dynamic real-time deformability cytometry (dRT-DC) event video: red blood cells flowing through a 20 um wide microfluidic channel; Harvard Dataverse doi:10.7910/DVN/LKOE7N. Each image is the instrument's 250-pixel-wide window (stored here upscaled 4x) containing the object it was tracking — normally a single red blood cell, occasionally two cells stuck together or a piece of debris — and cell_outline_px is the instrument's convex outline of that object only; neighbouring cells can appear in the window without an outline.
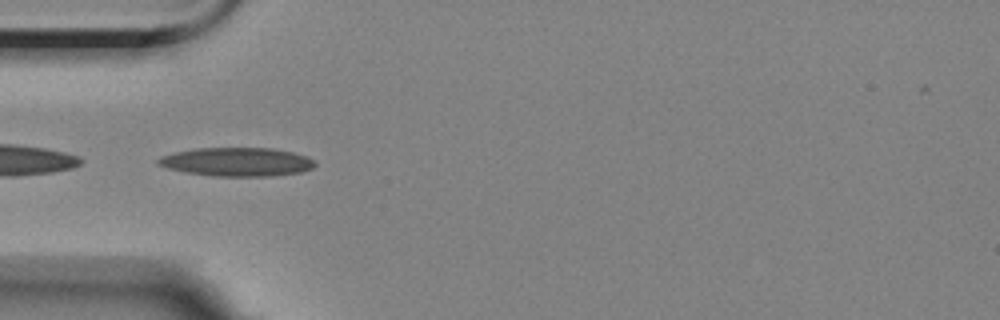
{"species": "Egyptian fruit bat (a non-hibernating species)", "species_latin": "Rousettus aegyptiacus", "temperature_condition": "room temperature", "stored_images_in_passage": 6, "camera_frame_rate_fps": 3000, "um_per_image_px": 0.085, "animal": {"sex": "female"}, "frame": {"image": 1, "passage_image": 5, "time_ms": 4.333, "image_size_px": [1000, 320], "cell_outline_px": [[316, 164], [312, 168], [300, 172], [272, 176], [212, 176], [184, 172], [168, 168], [156, 164], [156, 160], [160, 156], [176, 152], [196, 148], [272, 148], [292, 152], [316, 160]], "centroid_in_image_um": [20.11, 13.76], "position_along_channel_um": 64.9, "area_um2": 26.24}}
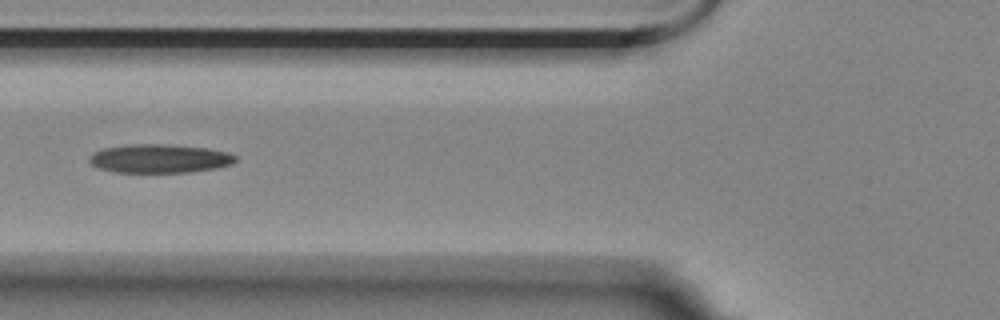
{"frame": {"image": 2, "passage_image": 6, "time_ms": 5.667, "image_size_px": [1000, 320], "cell_outline_px": [[236, 160], [232, 164], [216, 168], [188, 172], [112, 172], [100, 168], [92, 164], [88, 160], [88, 156], [104, 148], [128, 144], [164, 144], [208, 148], [228, 152], [236, 156]], "centroid_in_image_um": [13.56, 13.47], "position_along_channel_um": 112.2, "area_um2": 24.39}}